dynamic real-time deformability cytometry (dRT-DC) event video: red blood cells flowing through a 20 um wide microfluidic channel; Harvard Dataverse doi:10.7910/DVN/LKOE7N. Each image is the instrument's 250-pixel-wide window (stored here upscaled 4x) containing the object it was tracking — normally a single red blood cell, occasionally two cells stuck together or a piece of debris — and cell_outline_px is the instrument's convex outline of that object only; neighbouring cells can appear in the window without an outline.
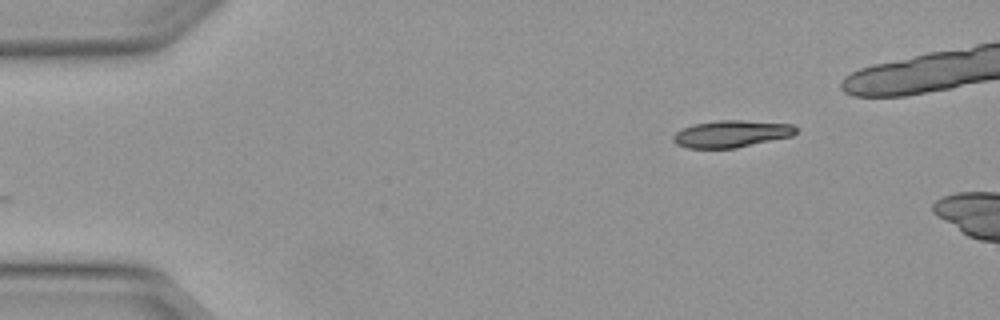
{"species": "Egyptian fruit bat (a non-hibernating species)", "species_latin": "Rousettus aegyptiacus", "temperature_condition": "warm", "stored_images_in_passage": 6, "camera_frame_rate_fps": 3000, "um_per_image_px": 0.085, "animal": {"sex": "female"}, "frame": {"image": 1, "passage_image": 1, "time_ms": 0.0, "image_size_px": [1000, 320], "cell_outline_px": [[796, 132], [792, 136], [736, 148], [688, 148], [676, 144], [672, 140], [672, 136], [676, 132], [692, 124], [720, 120], [744, 120], [792, 124], [796, 128]], "centroid_in_image_um": [62.15, 11.37], "position_along_channel_um": 22.9, "area_um2": 19.31}}